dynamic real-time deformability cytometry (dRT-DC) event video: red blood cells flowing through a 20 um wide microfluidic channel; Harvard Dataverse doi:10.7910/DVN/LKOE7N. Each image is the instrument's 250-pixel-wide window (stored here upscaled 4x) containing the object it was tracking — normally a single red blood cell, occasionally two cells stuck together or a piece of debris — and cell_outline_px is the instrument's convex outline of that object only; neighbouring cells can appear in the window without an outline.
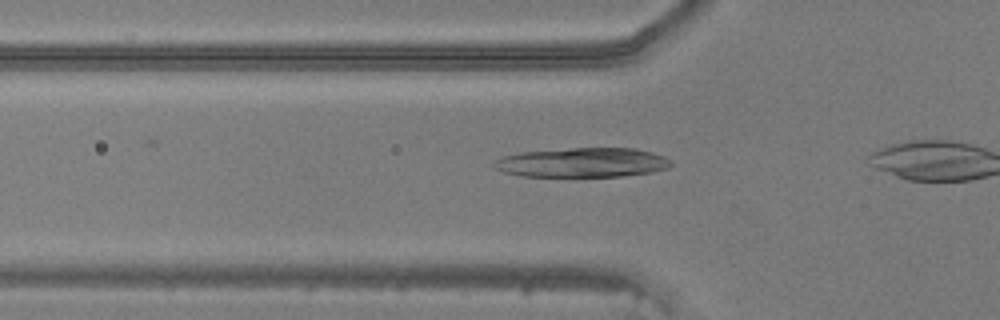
{"species": "common noctule bat (a hibernating species)", "species_latin": "Nyctalus noctula", "temperature_condition": "warm", "stored_images_in_passage": 12, "camera_frame_rate_fps": 3000, "um_per_image_px": 0.085, "animal": {"sex": "male", "body_mass_g": 20.5, "forearm_length_mm": 52.5}, "frame": {"image": 1, "passage_image": 7, "time_ms": 2.0, "image_size_px": [1000, 320], "cell_outline_px": [[672, 164], [668, 168], [652, 172], [620, 176], [524, 176], [504, 172], [492, 168], [492, 164], [500, 156], [520, 152], [572, 148], [636, 148], [652, 152], [664, 156], [672, 160]], "centroid_in_image_um": [49.5, 13.81], "position_along_channel_um": 76.3, "area_um2": 30.52}}
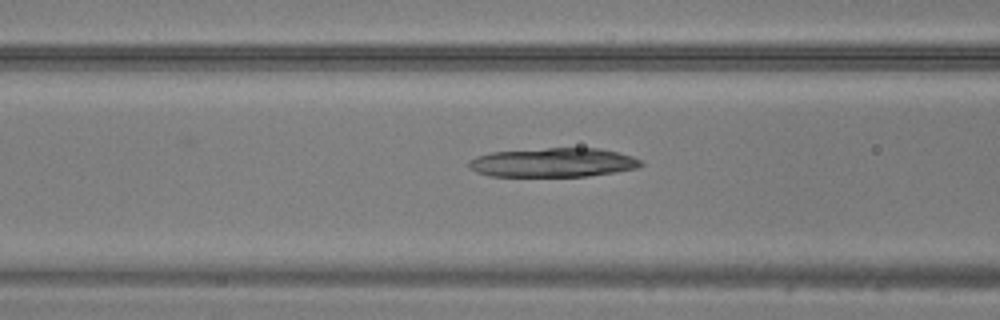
{"frame": {"image": 2, "passage_image": 10, "time_ms": 3.0, "image_size_px": [1000, 320], "cell_outline_px": [[644, 164], [640, 168], [616, 172], [588, 176], [488, 176], [476, 172], [468, 168], [468, 160], [476, 156], [492, 152], [548, 148], [600, 148], [632, 156], [640, 160]], "centroid_in_image_um": [47.01, 13.82], "position_along_channel_um": 119.6, "area_um2": 29.36}}